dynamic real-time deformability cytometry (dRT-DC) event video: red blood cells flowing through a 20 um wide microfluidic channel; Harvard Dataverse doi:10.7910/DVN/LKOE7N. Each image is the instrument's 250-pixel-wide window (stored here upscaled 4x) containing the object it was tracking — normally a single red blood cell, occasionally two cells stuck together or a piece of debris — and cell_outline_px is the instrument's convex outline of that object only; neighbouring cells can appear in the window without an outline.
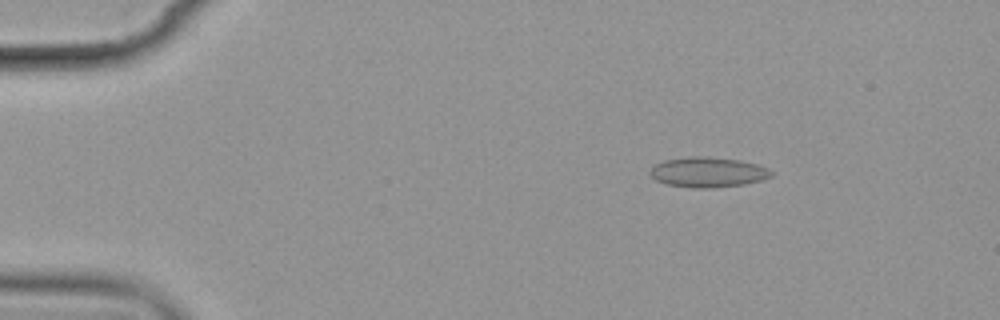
{"species": "common noctule bat (a hibernating species)", "species_latin": "Nyctalus noctula", "temperature_condition": "cold", "stored_images_in_passage": 15, "camera_frame_rate_fps": 3000, "um_per_image_px": 0.085, "animal": {"sex": "female", "body_mass_g": 19.9}, "frame": {"image": 1, "passage_image": 3, "time_ms": 2.333, "image_size_px": [1000, 320], "cell_outline_px": [[776, 172], [772, 176], [764, 180], [744, 184], [712, 188], [692, 188], [668, 184], [656, 180], [648, 172], [656, 164], [664, 160], [692, 156], [704, 156], [740, 160], [756, 164], [768, 168]], "centroid_in_image_um": [60.22, 14.64], "position_along_channel_um": 24.8, "area_um2": 21.39}}
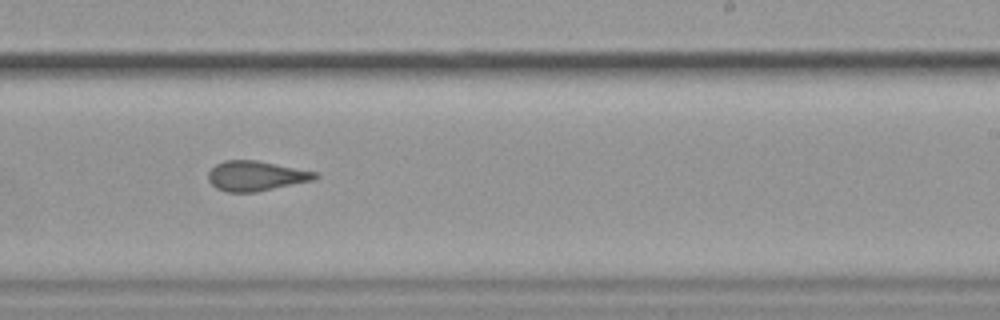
{"frame": {"image": 2, "passage_image": 10, "time_ms": 11.333, "image_size_px": [1000, 320], "cell_outline_px": [[320, 176], [312, 180], [256, 192], [224, 192], [216, 188], [208, 180], [208, 172], [216, 164], [224, 160], [256, 160], [316, 172]], "centroid_in_image_um": [21.71, 14.95], "position_along_channel_um": 267.3, "area_um2": 18.5}}
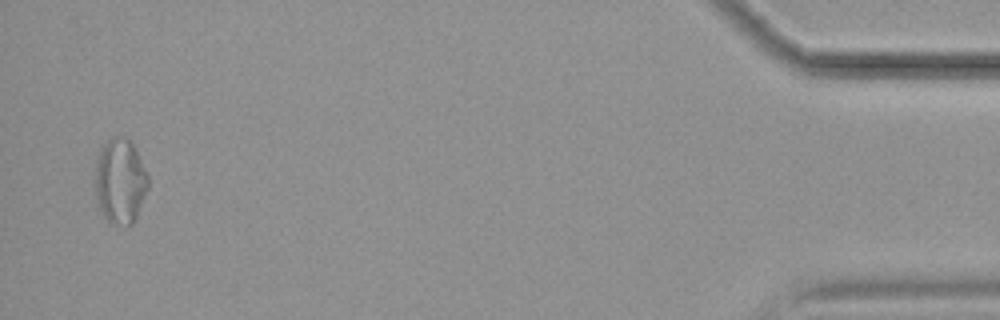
{"frame": {"image": 3, "passage_image": 15, "time_ms": 18.0, "image_size_px": [1000, 320], "cell_outline_px": [[148, 188], [136, 216], [132, 224], [124, 228], [112, 224], [104, 216], [100, 208], [96, 196], [96, 164], [100, 152], [104, 144], [108, 140], [120, 136], [128, 140], [132, 144], [148, 176]], "centroid_in_image_um": [10.22, 15.46], "position_along_channel_um": 425.0, "area_um2": 25.72}, "authors_computed_cell_mechanics": {"area_um2": 19.9988, "velocity_mm_per_s": 3.5432, "shape_relaxation_time_tau1_ms": null, "shape_relaxation_time_tau2_ms": 1.6626, "deformation_change_tau1": null, "deformation_change_tau2": 0.0652}}